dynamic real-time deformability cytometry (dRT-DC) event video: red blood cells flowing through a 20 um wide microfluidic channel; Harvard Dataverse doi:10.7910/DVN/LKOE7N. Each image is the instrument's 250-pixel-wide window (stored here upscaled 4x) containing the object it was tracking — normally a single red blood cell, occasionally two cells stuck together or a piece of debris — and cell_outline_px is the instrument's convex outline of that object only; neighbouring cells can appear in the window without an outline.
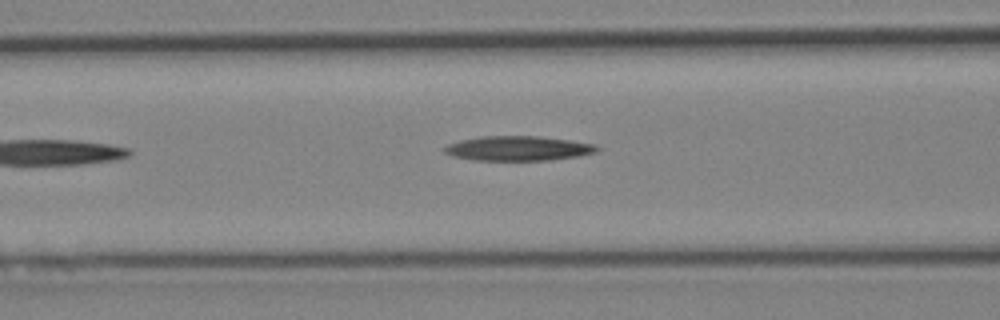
{"species": "Egyptian fruit bat (a non-hibernating species)", "species_latin": "Rousettus aegyptiacus", "temperature_condition": "cold", "stored_images_in_passage": 3, "camera_frame_rate_fps": 3000, "um_per_image_px": 0.085, "animal": {"sex": "female"}, "frame": {"image": 1, "passage_image": 3, "time_ms": 3.333, "image_size_px": [1000, 320], "cell_outline_px": [[600, 148], [596, 152], [580, 156], [552, 160], [476, 160], [452, 156], [444, 152], [444, 148], [448, 144], [460, 140], [480, 136], [536, 136], [568, 140], [596, 144]], "centroid_in_image_um": [44.06, 12.61], "position_along_channel_um": 122.5, "area_um2": 21.91}}